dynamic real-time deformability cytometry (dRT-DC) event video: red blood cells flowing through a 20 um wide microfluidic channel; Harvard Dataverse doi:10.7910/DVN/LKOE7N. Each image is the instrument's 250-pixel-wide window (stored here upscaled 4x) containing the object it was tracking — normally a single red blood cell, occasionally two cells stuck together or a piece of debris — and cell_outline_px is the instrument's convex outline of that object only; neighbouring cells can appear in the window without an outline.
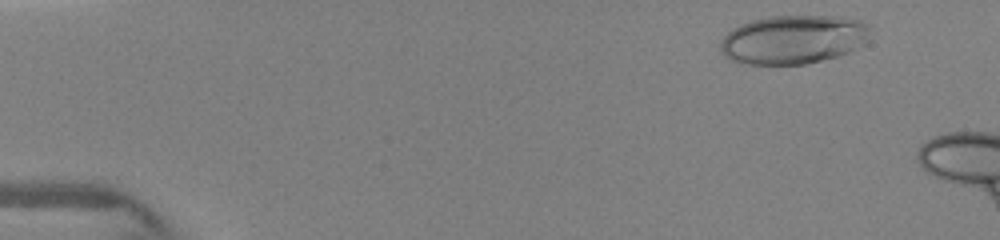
{"species": "human", "species_latin": "Homo sapiens", "temperature_condition": "warm", "stored_images_in_passage": 5, "camera_frame_rate_fps": 3000, "um_per_image_px": 0.085, "donor": {"sex": "female"}, "frame": {"image": 1, "passage_image": 1, "time_ms": 0.0, "image_size_px": [1000, 240], "cell_outline_px": [[868, 28], [864, 44], [848, 52], [836, 56], [804, 64], [748, 64], [732, 60], [724, 56], [720, 52], [720, 40], [732, 28], [740, 24], [752, 20], [772, 16], [840, 16], [860, 20], [868, 24]], "centroid_in_image_um": [67.38, 3.35], "position_along_channel_um": 17.6, "area_um2": 42.43}}